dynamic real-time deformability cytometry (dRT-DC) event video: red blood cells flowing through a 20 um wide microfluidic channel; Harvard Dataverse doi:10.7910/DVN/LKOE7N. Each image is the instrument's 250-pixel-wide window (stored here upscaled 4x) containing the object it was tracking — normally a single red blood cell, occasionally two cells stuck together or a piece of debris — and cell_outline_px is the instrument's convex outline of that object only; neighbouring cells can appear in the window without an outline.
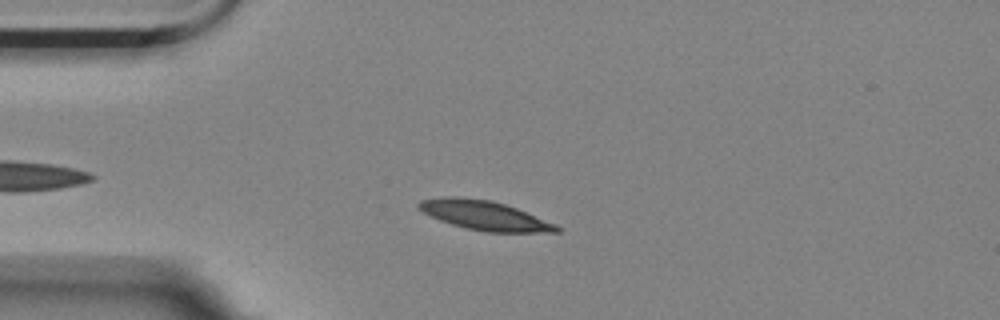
{"species": "Egyptian fruit bat (a non-hibernating species)", "species_latin": "Rousettus aegyptiacus", "temperature_condition": "room temperature", "stored_images_in_passage": 48, "camera_frame_rate_fps": 3000, "um_per_image_px": 0.085, "animal": {"sex": "female"}, "frame": {"image": 1, "passage_image": 9, "time_ms": 2.667, "image_size_px": [1000, 320], "cell_outline_px": [[560, 232], [484, 232], [452, 224], [440, 220], [416, 208], [416, 204], [420, 200], [448, 196], [456, 196], [492, 200], [516, 208], [556, 224], [560, 228]], "centroid_in_image_um": [41.16, 18.3], "position_along_channel_um": 43.8, "area_um2": 23.41}}
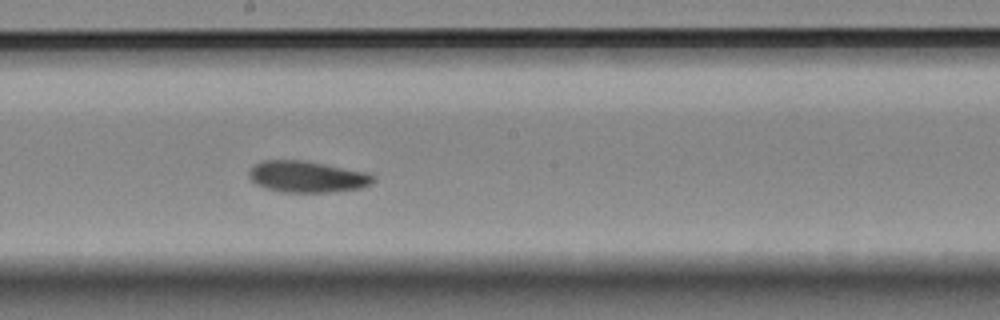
{"frame": {"image": 2, "passage_image": 26, "time_ms": 8.333, "image_size_px": [1000, 320], "cell_outline_px": [[376, 180], [372, 184], [360, 188], [328, 192], [280, 192], [264, 188], [256, 184], [248, 176], [248, 172], [260, 160], [304, 160], [372, 172], [376, 176]], "centroid_in_image_um": [26.16, 15.01], "position_along_channel_um": 222.0, "area_um2": 23.18}}
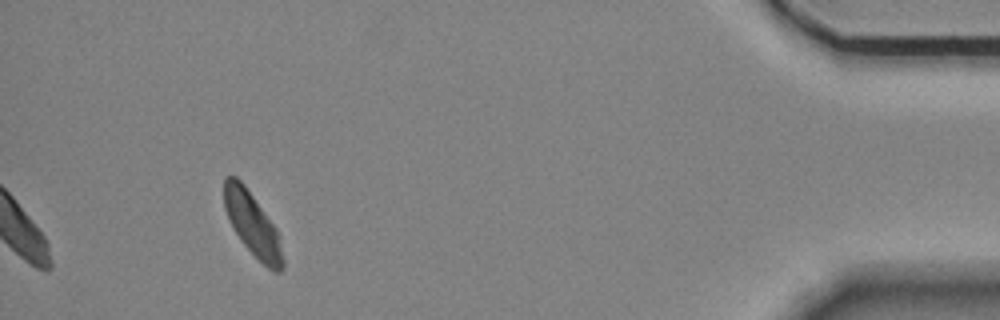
{"frame": {"image": 3, "passage_image": 48, "time_ms": 15.667, "image_size_px": [1000, 320], "cell_outline_px": [[284, 264], [280, 272], [276, 272], [268, 268], [240, 240], [228, 220], [224, 208], [224, 176], [236, 176], [244, 184], [276, 228], [280, 236], [284, 260]], "centroid_in_image_um": [21.46, 19.05], "position_along_channel_um": 413.7, "area_um2": 21.56}, "authors_computed_cell_mechanics": {"area_um2": 22.4553, "velocity_mm_per_s": 3.476, "shape_relaxation_time_tau1_ms": 6.1893, "shape_relaxation_time_tau2_ms": 6.6394, "deformation_change_tau1": 0.1308, "deformation_change_tau2": 0.1143}}